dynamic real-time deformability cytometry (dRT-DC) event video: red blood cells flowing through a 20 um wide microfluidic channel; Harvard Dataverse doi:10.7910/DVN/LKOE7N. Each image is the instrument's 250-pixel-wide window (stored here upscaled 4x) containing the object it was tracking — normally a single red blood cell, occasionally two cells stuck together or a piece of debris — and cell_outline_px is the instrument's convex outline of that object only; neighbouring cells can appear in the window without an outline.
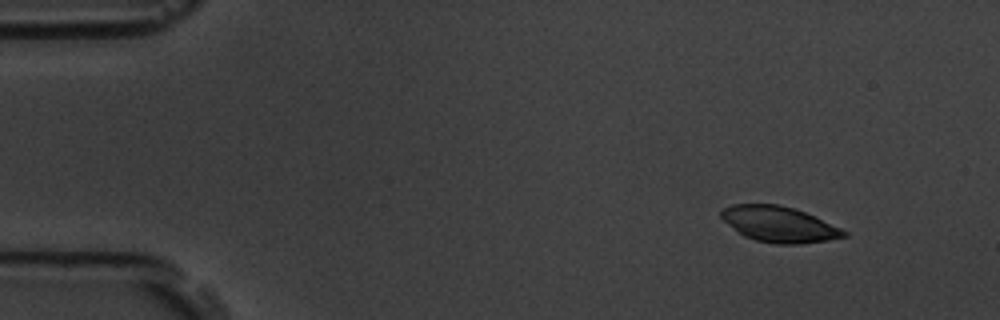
{"species": "common noctule bat (a hibernating species)", "species_latin": "Nyctalus noctula", "temperature_condition": "room temperature", "stored_images_in_passage": 5, "camera_frame_rate_fps": 3000, "um_per_image_px": 0.085, "animal": {"sex": "male", "body_mass_g": 19.5, "forearm_length_mm": 54.6}, "frame": {"image": 1, "passage_image": 1, "time_ms": 0.0, "image_size_px": [1000, 320], "cell_outline_px": [[848, 236], [828, 240], [800, 244], [776, 244], [756, 240], [744, 236], [728, 224], [720, 216], [720, 212], [724, 208], [732, 204], [776, 204], [792, 208], [804, 212], [840, 228], [848, 232]], "centroid_in_image_um": [66.21, 19.07], "position_along_channel_um": 18.8, "area_um2": 25.2}}
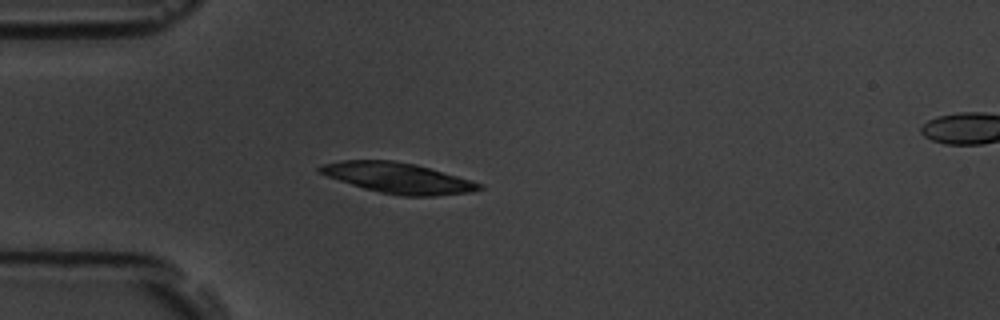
{"frame": {"image": 2, "passage_image": 4, "time_ms": 3.333, "image_size_px": [1000, 320], "cell_outline_px": [[484, 188], [472, 192], [436, 196], [404, 196], [380, 192], [364, 188], [316, 172], [316, 168], [320, 164], [344, 160], [392, 160], [416, 164], [484, 184]], "centroid_in_image_um": [33.83, 15.12], "position_along_channel_um": 51.2, "area_um2": 28.32}}